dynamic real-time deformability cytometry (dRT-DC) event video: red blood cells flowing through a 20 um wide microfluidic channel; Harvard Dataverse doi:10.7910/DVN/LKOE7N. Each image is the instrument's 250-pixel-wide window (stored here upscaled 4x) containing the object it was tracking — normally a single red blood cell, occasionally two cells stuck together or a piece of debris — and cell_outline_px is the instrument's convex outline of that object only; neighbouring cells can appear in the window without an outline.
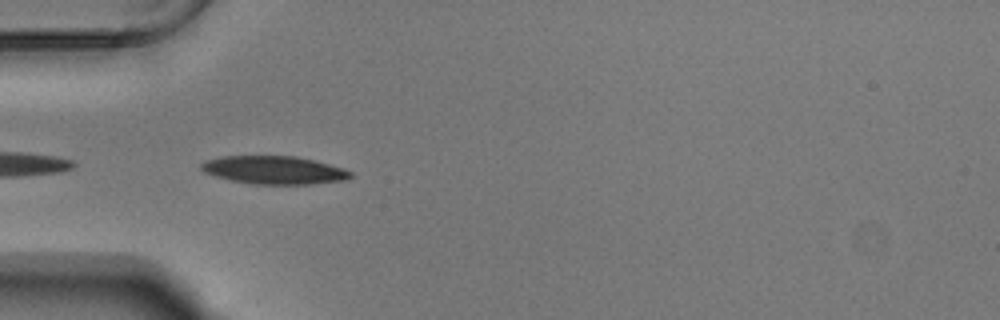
{"species": "Egyptian fruit bat (a non-hibernating species)", "species_latin": "Rousettus aegyptiacus", "temperature_condition": "warm", "stored_images_in_passage": 8, "camera_frame_rate_fps": 3000, "um_per_image_px": 0.085, "animal": {"sex": "male"}, "frame": {"image": 1, "passage_image": 2, "time_ms": 0.333, "image_size_px": [1000, 320], "cell_outline_px": [[352, 176], [348, 180], [308, 184], [252, 184], [232, 180], [216, 176], [204, 172], [200, 168], [200, 164], [204, 160], [224, 156], [296, 156], [344, 168], [352, 172]], "centroid_in_image_um": [23.3, 14.45], "position_along_channel_um": 61.7, "area_um2": 24.39}}